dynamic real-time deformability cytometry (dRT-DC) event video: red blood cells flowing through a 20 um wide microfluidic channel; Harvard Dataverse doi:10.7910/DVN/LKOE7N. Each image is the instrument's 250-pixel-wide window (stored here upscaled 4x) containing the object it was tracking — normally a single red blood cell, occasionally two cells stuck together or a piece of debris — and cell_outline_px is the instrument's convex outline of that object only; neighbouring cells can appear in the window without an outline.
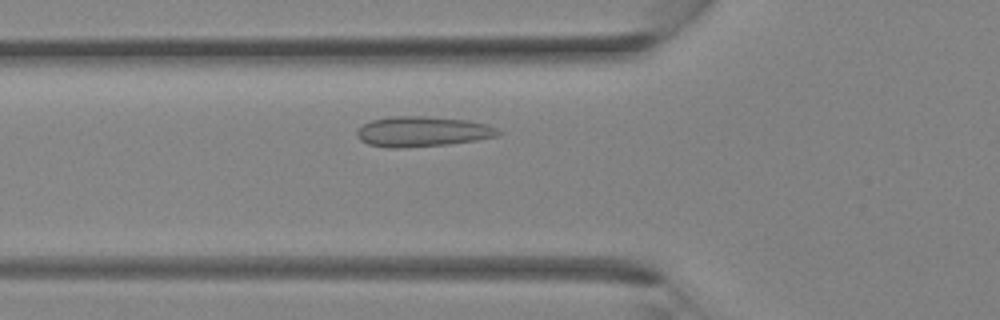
{"species": "Egyptian fruit bat (a non-hibernating species)", "species_latin": "Rousettus aegyptiacus", "temperature_condition": "room temperature", "stored_images_in_passage": 31, "camera_frame_rate_fps": 3000, "um_per_image_px": 0.085, "animal": {"sex": "female"}, "frame": {"image": 1, "passage_image": 8, "time_ms": 2.333, "image_size_px": [1000, 320], "cell_outline_px": [[504, 132], [500, 136], [476, 140], [448, 144], [404, 148], [388, 148], [368, 144], [360, 140], [356, 132], [364, 124], [372, 120], [392, 116], [424, 116], [468, 120], [488, 124]], "centroid_in_image_um": [35.96, 11.19], "position_along_channel_um": 89.8, "area_um2": 25.03}}
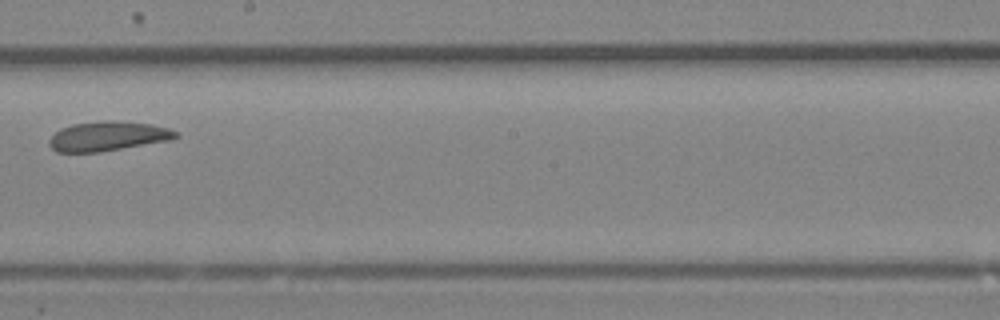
{"frame": {"image": 2, "passage_image": 16, "time_ms": 5.0, "image_size_px": [1000, 320], "cell_outline_px": [[180, 136], [172, 140], [100, 152], [56, 152], [48, 144], [48, 140], [60, 128], [72, 124], [104, 120], [116, 120], [152, 124], [168, 128], [176, 132]], "centroid_in_image_um": [9.17, 11.57], "position_along_channel_um": 239.0, "area_um2": 21.96}}
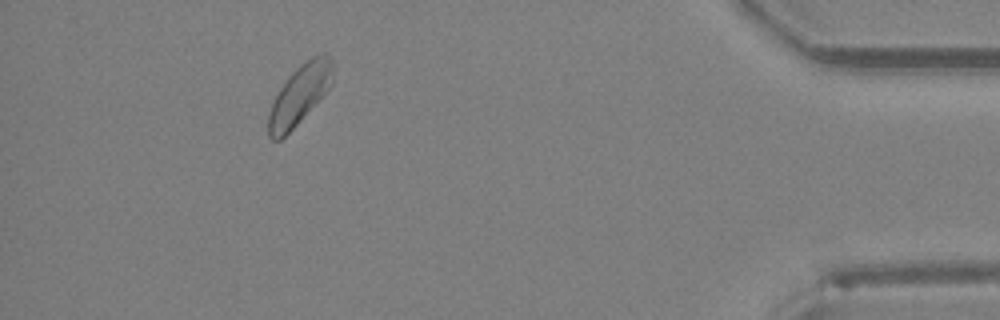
{"frame": {"image": 3, "passage_image": 28, "time_ms": 9.0, "image_size_px": [1000, 320], "cell_outline_px": [[332, 84], [296, 124], [280, 140], [272, 140], [268, 136], [268, 112], [280, 88], [288, 76], [296, 68], [312, 56], [324, 52], [332, 60]], "centroid_in_image_um": [25.44, 8.03], "position_along_channel_um": 409.8, "area_um2": 21.73}}